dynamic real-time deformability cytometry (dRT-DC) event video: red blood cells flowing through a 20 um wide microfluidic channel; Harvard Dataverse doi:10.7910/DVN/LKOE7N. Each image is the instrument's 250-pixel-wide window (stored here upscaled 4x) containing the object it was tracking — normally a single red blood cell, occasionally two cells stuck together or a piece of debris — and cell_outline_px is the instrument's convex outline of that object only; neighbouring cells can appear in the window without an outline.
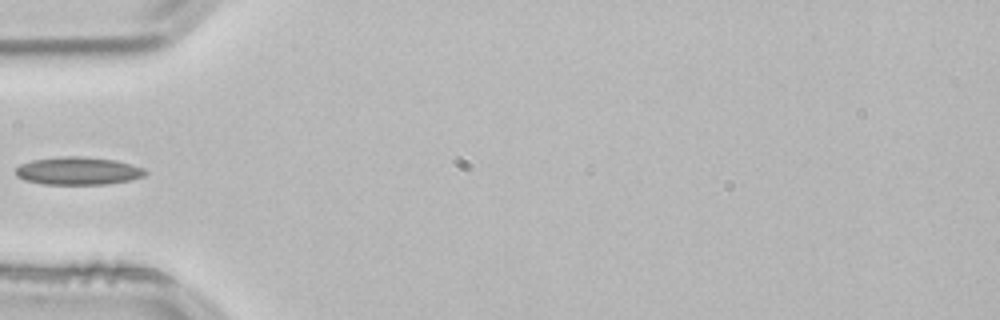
{"species": "common noctule bat (a hibernating species)", "species_latin": "Nyctalus noctula", "temperature_condition": "room temperature", "stored_images_in_passage": 36, "camera_frame_rate_fps": 3000, "um_per_image_px": 0.085, "animal": {"sex": "male", "body_mass_g": 21.5, "forearm_length_mm": 52.0}, "frame": {"image": 1, "passage_image": 1, "time_ms": 0.0, "image_size_px": [1000, 320], "cell_outline_px": [[148, 172], [144, 176], [128, 180], [104, 184], [44, 184], [24, 180], [16, 176], [16, 168], [20, 164], [32, 160], [56, 156], [84, 156], [116, 160], [132, 164], [144, 168]], "centroid_in_image_um": [6.62, 14.51], "position_along_channel_um": 78.4, "area_um2": 21.15}}
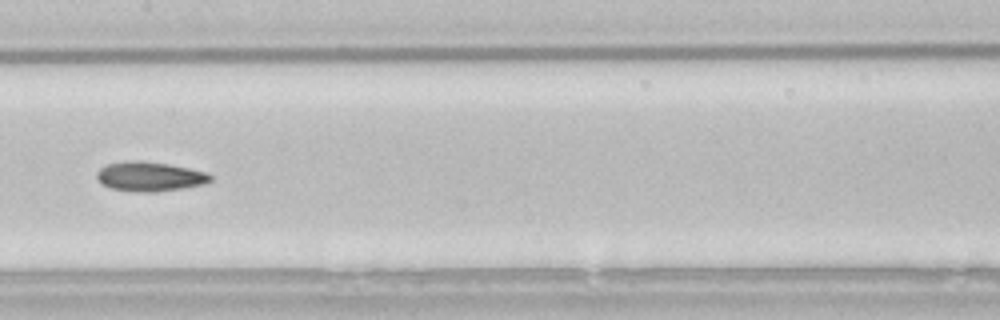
{"frame": {"image": 2, "passage_image": 10, "time_ms": 3.0, "image_size_px": [1000, 320], "cell_outline_px": [[212, 180], [204, 184], [184, 188], [156, 192], [136, 192], [112, 188], [100, 184], [96, 180], [96, 172], [100, 168], [108, 164], [168, 164], [208, 172], [212, 176]], "centroid_in_image_um": [12.77, 15.07], "position_along_channel_um": 194.6, "area_um2": 18.73}}
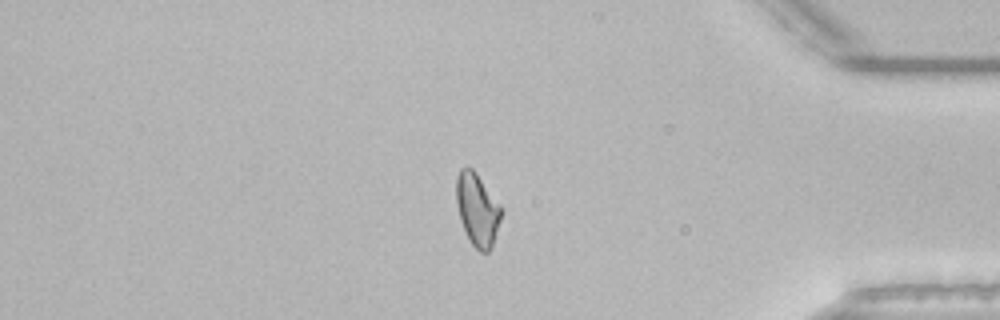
{"frame": {"image": 3, "passage_image": 28, "time_ms": 9.0, "image_size_px": [1000, 320], "cell_outline_px": [[500, 220], [492, 248], [488, 252], [480, 252], [468, 240], [460, 220], [456, 204], [456, 176], [460, 168], [472, 168], [476, 172], [500, 204]], "centroid_in_image_um": [40.55, 17.82], "position_along_channel_um": 394.7, "area_um2": 19.02}}